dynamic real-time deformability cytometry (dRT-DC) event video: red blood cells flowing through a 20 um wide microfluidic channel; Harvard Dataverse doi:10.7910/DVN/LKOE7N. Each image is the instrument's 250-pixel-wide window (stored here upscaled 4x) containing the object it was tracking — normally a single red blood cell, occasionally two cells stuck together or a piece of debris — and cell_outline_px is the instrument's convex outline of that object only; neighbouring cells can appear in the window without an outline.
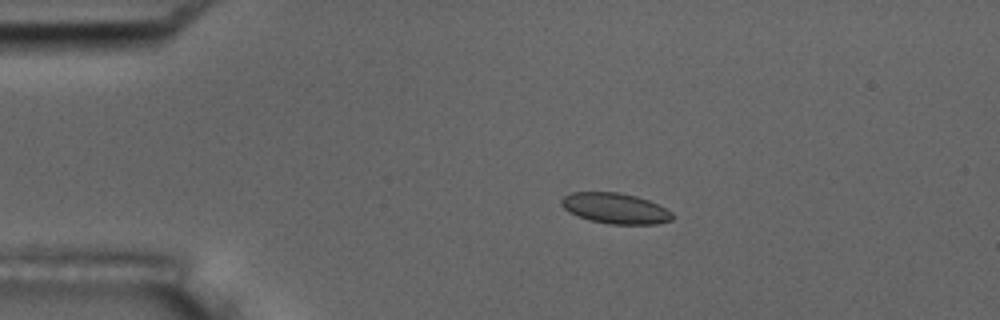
{"species": "common noctule bat (a hibernating species)", "species_latin": "Nyctalus noctula", "temperature_condition": "room temperature", "stored_images_in_passage": 6, "camera_frame_rate_fps": 3000, "um_per_image_px": 0.085, "animal": {"sex": "male", "body_mass_g": 17.5, "forearm_length_mm": 52.3}, "frame": {"image": 1, "passage_image": 4, "time_ms": 3.333, "image_size_px": [1000, 320], "cell_outline_px": [[672, 220], [656, 224], [608, 224], [588, 220], [568, 212], [560, 204], [560, 200], [564, 196], [572, 192], [620, 192], [636, 196], [648, 200], [672, 212]], "centroid_in_image_um": [52.26, 17.71], "position_along_channel_um": 32.7, "area_um2": 19.83}}
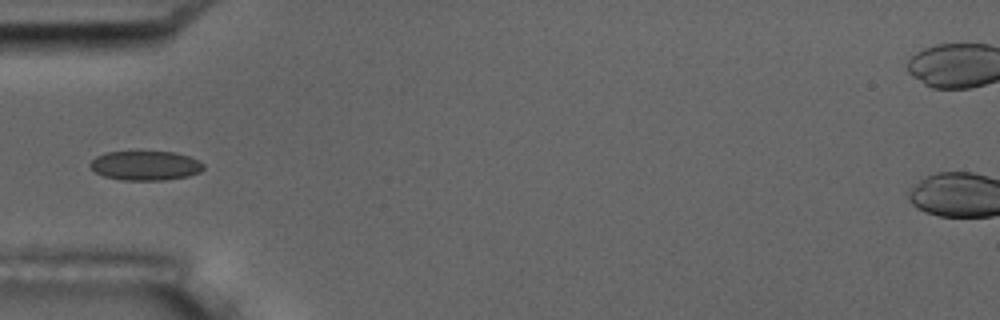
{"frame": {"image": 2, "passage_image": 6, "time_ms": 5.667, "image_size_px": [1000, 320], "cell_outline_px": [[204, 168], [200, 172], [188, 176], [164, 180], [124, 180], [104, 176], [96, 172], [88, 164], [96, 156], [104, 152], [176, 152], [200, 160], [204, 164]], "centroid_in_image_um": [12.38, 14.07], "position_along_channel_um": 72.6, "area_um2": 19.42}}